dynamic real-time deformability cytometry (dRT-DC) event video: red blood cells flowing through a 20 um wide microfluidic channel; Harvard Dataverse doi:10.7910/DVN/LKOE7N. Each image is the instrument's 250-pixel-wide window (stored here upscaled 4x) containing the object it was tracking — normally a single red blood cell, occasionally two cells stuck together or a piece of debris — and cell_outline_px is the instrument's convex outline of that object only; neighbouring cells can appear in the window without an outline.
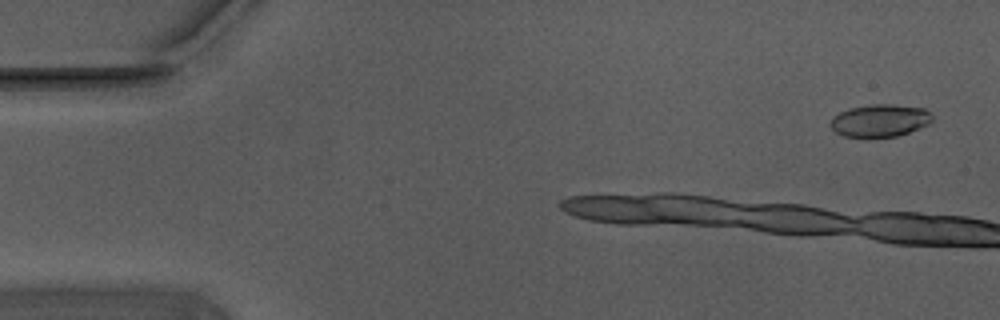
{"species": "Egyptian fruit bat (a non-hibernating species)", "species_latin": "Rousettus aegyptiacus", "temperature_condition": "warm", "stored_images_in_passage": 8, "camera_frame_rate_fps": 3000, "um_per_image_px": 0.085, "animal": {"sex": "male"}, "frame": {"image": 1, "passage_image": 3, "time_ms": 0.667, "image_size_px": [1000, 320], "cell_outline_px": [[932, 120], [928, 124], [920, 128], [896, 136], [844, 136], [836, 132], [828, 124], [832, 116], [848, 108], [872, 104], [888, 104], [924, 108], [932, 116]], "centroid_in_image_um": [74.75, 10.23], "position_along_channel_um": 10.2, "area_um2": 19.07}}